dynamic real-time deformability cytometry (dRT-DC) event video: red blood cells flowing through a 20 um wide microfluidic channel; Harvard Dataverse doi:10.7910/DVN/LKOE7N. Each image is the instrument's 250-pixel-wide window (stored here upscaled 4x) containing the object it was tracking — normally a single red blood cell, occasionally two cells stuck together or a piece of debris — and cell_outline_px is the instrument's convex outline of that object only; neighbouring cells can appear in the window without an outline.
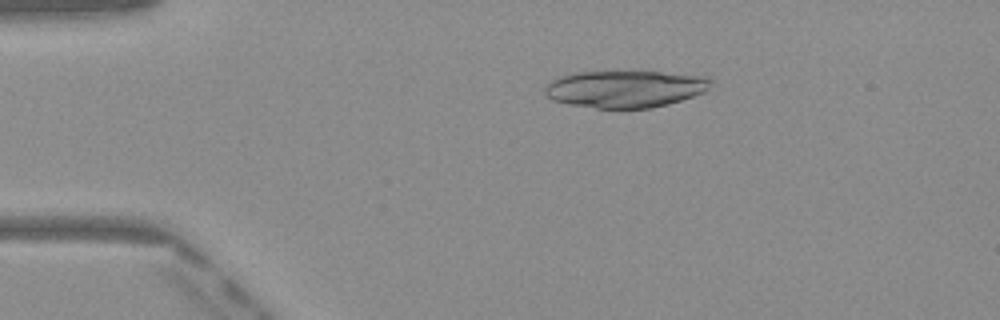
{"species": "Egyptian fruit bat (a non-hibernating species)", "species_latin": "Rousettus aegyptiacus", "temperature_condition": "warm", "stored_images_in_passage": 47, "camera_frame_rate_fps": 3000, "um_per_image_px": 0.085, "frame": {"image": 1, "passage_image": 8, "time_ms": 2.333, "image_size_px": [1000, 320], "cell_outline_px": [[712, 80], [708, 88], [704, 92], [668, 104], [652, 108], [616, 112], [572, 104], [552, 100], [544, 92], [544, 84], [560, 76], [576, 72], [660, 72], [708, 76]], "centroid_in_image_um": [53.11, 7.59], "position_along_channel_um": 31.9, "area_um2": 36.59}}